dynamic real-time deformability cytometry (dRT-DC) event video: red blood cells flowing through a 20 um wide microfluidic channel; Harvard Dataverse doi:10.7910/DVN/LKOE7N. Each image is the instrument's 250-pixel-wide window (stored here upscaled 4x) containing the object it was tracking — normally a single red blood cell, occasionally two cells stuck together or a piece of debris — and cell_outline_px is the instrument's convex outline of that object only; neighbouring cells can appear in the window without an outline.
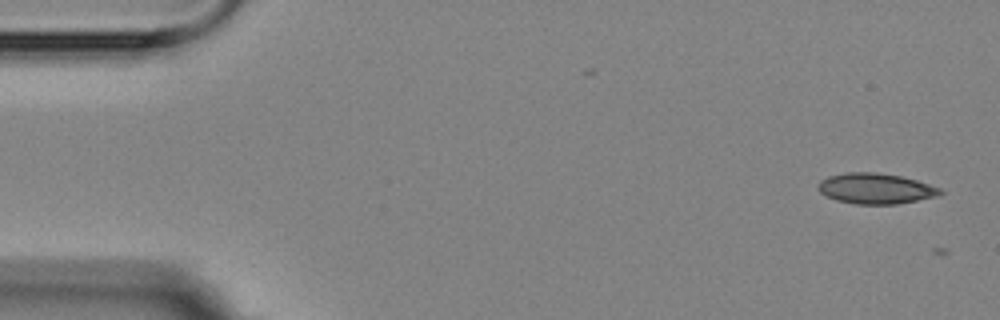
{"species": "Egyptian fruit bat (a non-hibernating species)", "species_latin": "Rousettus aegyptiacus", "temperature_condition": "room temperature", "stored_images_in_passage": 4, "camera_frame_rate_fps": 3000, "um_per_image_px": 0.085, "animal": {"sex": "female"}, "frame": {"image": 1, "passage_image": 1, "time_ms": 0.0, "image_size_px": [1000, 320], "cell_outline_px": [[944, 192], [940, 196], [896, 204], [856, 204], [836, 200], [820, 192], [816, 188], [816, 184], [820, 180], [828, 176], [844, 172], [876, 172], [900, 176], [916, 180], [940, 188]], "centroid_in_image_um": [74.41, 16.02], "position_along_channel_um": 10.6, "area_um2": 21.91}}